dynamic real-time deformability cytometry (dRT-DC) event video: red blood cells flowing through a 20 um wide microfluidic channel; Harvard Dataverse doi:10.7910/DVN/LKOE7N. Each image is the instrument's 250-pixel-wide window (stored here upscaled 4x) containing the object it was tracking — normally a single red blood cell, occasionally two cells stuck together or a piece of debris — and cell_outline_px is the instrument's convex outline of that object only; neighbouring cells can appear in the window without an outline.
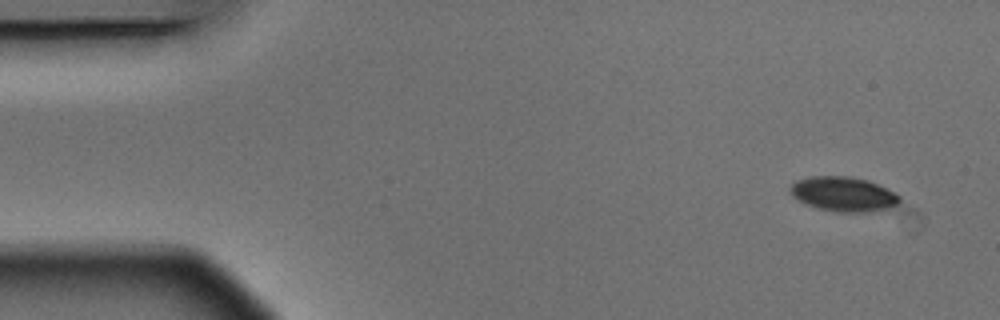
{"species": "Egyptian fruit bat (a non-hibernating species)", "species_latin": "Rousettus aegyptiacus", "temperature_condition": "warm", "stored_images_in_passage": 14, "camera_frame_rate_fps": 3000, "um_per_image_px": 0.085, "animal": {"sex": "male"}, "frame": {"image": 1, "passage_image": 1, "time_ms": 0.0, "image_size_px": [1000, 320], "cell_outline_px": [[900, 200], [892, 208], [864, 212], [836, 212], [816, 208], [804, 204], [792, 196], [788, 188], [796, 180], [812, 176], [848, 176], [868, 180], [900, 196]], "centroid_in_image_um": [71.63, 16.5], "position_along_channel_um": 13.4, "area_um2": 22.08}}
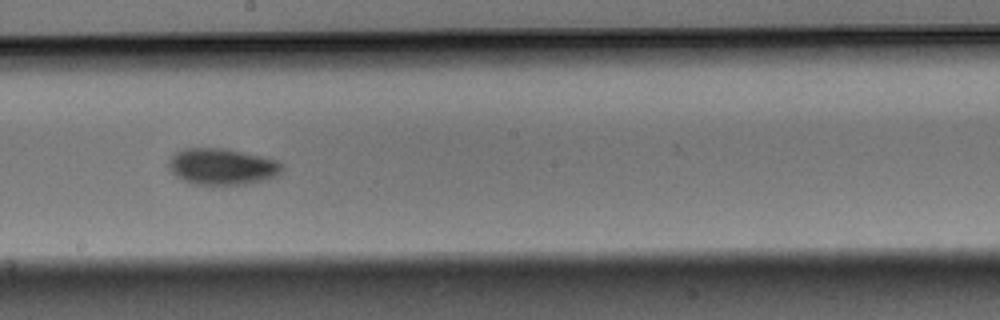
{"frame": {"image": 2, "passage_image": 8, "time_ms": 2.333, "image_size_px": [1000, 320], "cell_outline_px": [[284, 168], [280, 176], [248, 184], [212, 188], [192, 184], [176, 176], [168, 168], [168, 160], [176, 152], [184, 148], [224, 148], [264, 156], [276, 160], [284, 164]], "centroid_in_image_um": [18.91, 14.21], "position_along_channel_um": 229.3, "area_um2": 25.14}}
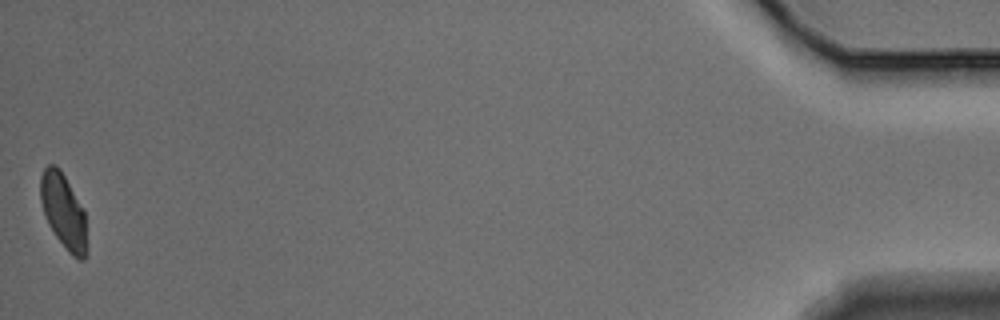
{"frame": {"image": 3, "passage_image": 14, "time_ms": 4.333, "image_size_px": [1000, 320], "cell_outline_px": [[88, 252], [84, 260], [80, 260], [72, 256], [68, 252], [56, 236], [48, 224], [40, 200], [40, 176], [44, 168], [48, 164], [56, 164], [60, 168], [84, 212]], "centroid_in_image_um": [5.39, 17.98], "position_along_channel_um": 429.8, "area_um2": 20.17}}